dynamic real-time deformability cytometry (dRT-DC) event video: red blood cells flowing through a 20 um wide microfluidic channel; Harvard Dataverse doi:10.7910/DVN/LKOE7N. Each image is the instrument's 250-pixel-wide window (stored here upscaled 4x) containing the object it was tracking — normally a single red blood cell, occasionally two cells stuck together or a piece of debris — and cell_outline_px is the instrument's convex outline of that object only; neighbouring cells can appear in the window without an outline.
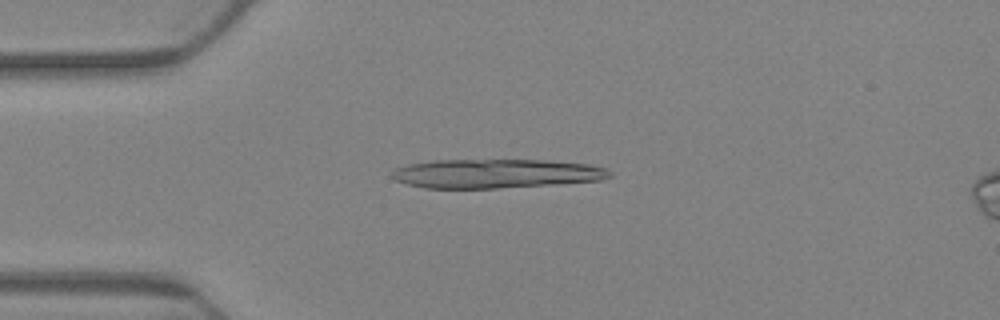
{"species": "Egyptian fruit bat (a non-hibernating species)", "species_latin": "Rousettus aegyptiacus", "temperature_condition": "warm", "stored_images_in_passage": 14, "camera_frame_rate_fps": 3000, "um_per_image_px": 0.085, "animal": {"sex": "female"}, "frame": {"image": 1, "passage_image": 10, "time_ms": 3.0, "image_size_px": [1000, 320], "cell_outline_px": [[612, 176], [600, 180], [556, 184], [496, 188], [424, 188], [408, 184], [396, 180], [388, 176], [396, 168], [408, 164], [432, 160], [548, 160], [588, 164], [608, 168], [612, 172]], "centroid_in_image_um": [42.16, 14.75], "position_along_channel_um": 42.8, "area_um2": 37.05}}